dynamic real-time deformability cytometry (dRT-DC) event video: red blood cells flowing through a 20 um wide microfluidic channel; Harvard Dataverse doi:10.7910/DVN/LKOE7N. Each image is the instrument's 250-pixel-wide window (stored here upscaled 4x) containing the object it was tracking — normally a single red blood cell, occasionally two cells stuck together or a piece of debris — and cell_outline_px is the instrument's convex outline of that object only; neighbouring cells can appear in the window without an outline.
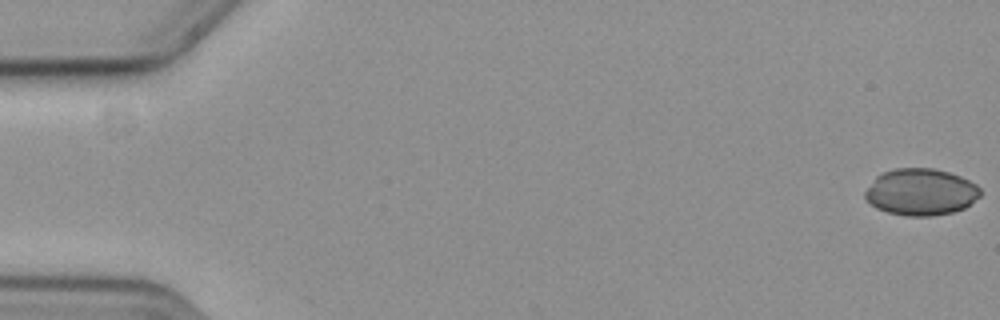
{"species": "common noctule bat (a hibernating species)", "species_latin": "Nyctalus noctula", "temperature_condition": "cold", "stored_images_in_passage": 19, "camera_frame_rate_fps": 3000, "um_per_image_px": 0.085, "animal": {"sex": "female", "body_mass_g": 19.3, "forearm_length_mm": 54.1}, "frame": {"image": 1, "passage_image": 1, "time_ms": 0.0, "image_size_px": [1000, 320], "cell_outline_px": [[980, 196], [964, 208], [952, 212], [932, 216], [904, 216], [888, 212], [876, 208], [864, 196], [864, 192], [876, 176], [884, 172], [896, 168], [932, 168], [948, 172], [960, 176], [976, 184], [980, 188]], "centroid_in_image_um": [78.27, 16.32], "position_along_channel_um": 6.7, "area_um2": 31.27}}